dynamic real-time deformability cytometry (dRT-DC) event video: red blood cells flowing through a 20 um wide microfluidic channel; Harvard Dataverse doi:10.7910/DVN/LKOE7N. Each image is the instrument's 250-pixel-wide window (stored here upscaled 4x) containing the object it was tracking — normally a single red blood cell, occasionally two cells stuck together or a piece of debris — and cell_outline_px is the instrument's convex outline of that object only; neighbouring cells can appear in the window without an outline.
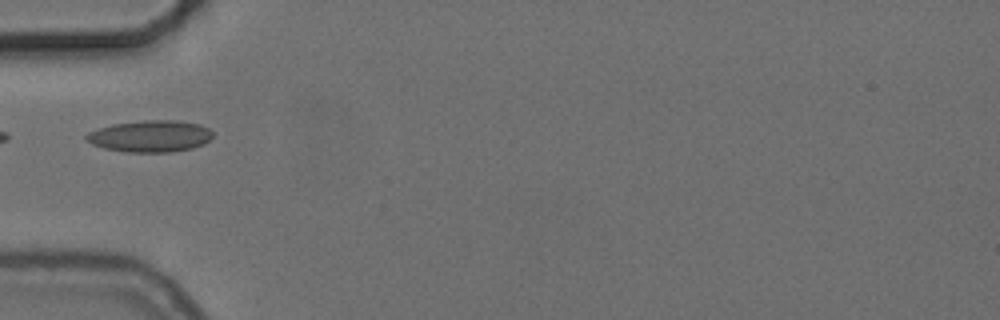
{"species": "common noctule bat (a hibernating species)", "species_latin": "Nyctalus noctula", "temperature_condition": "cold", "stored_images_in_passage": 11, "camera_frame_rate_fps": 3000, "um_per_image_px": 0.085, "animal": {"sex": "female", "body_mass_g": 24.6, "forearm_length_mm": 56.2}, "frame": {"image": 1, "passage_image": 1, "time_ms": 0.0, "image_size_px": [1000, 320], "cell_outline_px": [[212, 136], [204, 144], [192, 148], [172, 152], [128, 152], [104, 148], [92, 144], [84, 136], [88, 132], [112, 124], [144, 120], [176, 120], [200, 124], [208, 128], [212, 132]], "centroid_in_image_um": [12.78, 11.57], "position_along_channel_um": 72.2, "area_um2": 23.29}}